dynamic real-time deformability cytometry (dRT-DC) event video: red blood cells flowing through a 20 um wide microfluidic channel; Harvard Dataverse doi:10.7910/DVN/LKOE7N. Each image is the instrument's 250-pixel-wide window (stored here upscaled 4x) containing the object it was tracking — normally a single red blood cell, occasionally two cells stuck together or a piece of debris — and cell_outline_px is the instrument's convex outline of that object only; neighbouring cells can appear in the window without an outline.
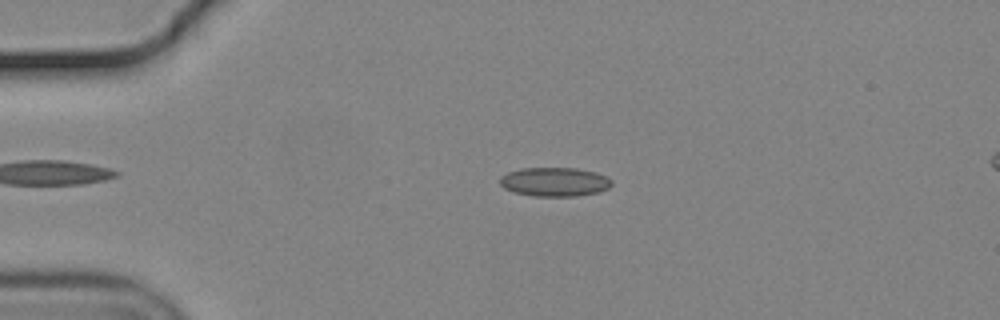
{"species": "common noctule bat (a hibernating species)", "species_latin": "Nyctalus noctula", "temperature_condition": "cold", "stored_images_in_passage": 22, "camera_frame_rate_fps": 3000, "um_per_image_px": 0.085, "animal": {"sex": "male", "body_mass_g": 19.2, "forearm_length_mm": 51.8}, "frame": {"image": 1, "passage_image": 5, "time_ms": 1.333, "image_size_px": [1000, 320], "cell_outline_px": [[612, 184], [608, 188], [600, 192], [576, 196], [532, 196], [512, 192], [504, 188], [500, 184], [500, 176], [508, 172], [520, 168], [576, 168], [596, 172], [612, 180]], "centroid_in_image_um": [47.12, 15.46], "position_along_channel_um": 37.9, "area_um2": 19.02}}
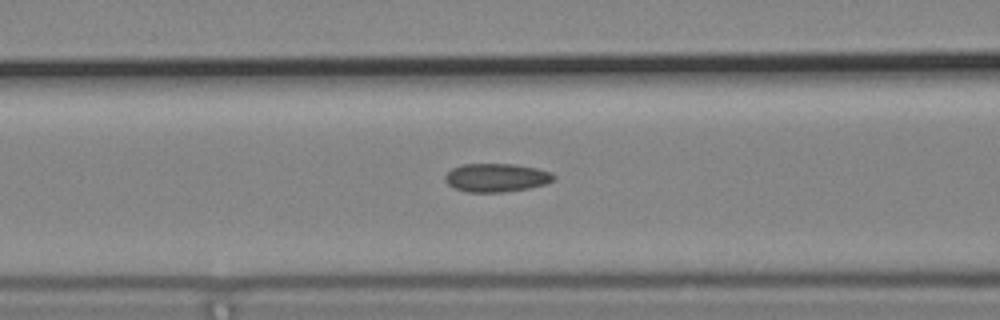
{"frame": {"image": 2, "passage_image": 15, "time_ms": 4.667, "image_size_px": [1000, 320], "cell_outline_px": [[556, 176], [552, 180], [544, 184], [528, 188], [504, 192], [464, 192], [452, 188], [444, 180], [444, 176], [452, 168], [464, 164], [512, 164], [536, 168], [552, 172]], "centroid_in_image_um": [42.15, 15.1], "position_along_channel_um": 124.5, "area_um2": 18.03}}
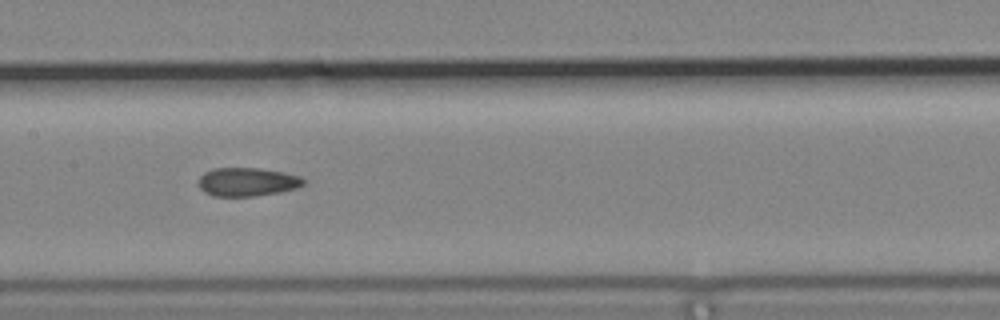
{"frame": {"image": 3, "passage_image": 20, "time_ms": 6.333, "image_size_px": [1000, 320], "cell_outline_px": [[304, 184], [296, 188], [276, 192], [252, 196], [212, 196], [204, 192], [200, 188], [200, 176], [204, 172], [212, 168], [260, 168], [300, 176], [304, 180]], "centroid_in_image_um": [20.97, 15.45], "position_along_channel_um": 186.4, "area_um2": 17.22}}